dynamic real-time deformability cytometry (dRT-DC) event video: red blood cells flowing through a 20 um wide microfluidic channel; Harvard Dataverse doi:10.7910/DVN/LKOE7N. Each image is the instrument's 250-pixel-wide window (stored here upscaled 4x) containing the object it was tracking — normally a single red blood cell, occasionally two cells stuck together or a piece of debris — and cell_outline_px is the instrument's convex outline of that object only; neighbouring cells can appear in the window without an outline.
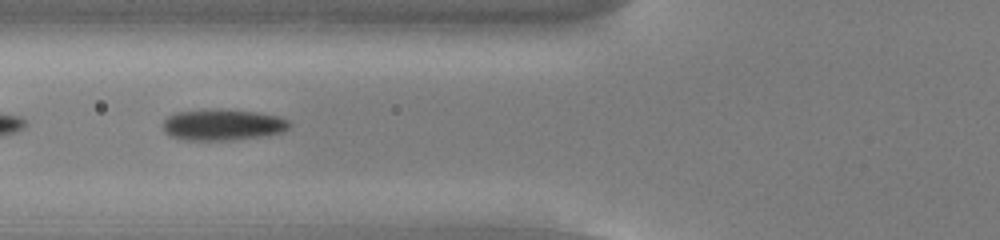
{"species": "common noctule bat (a hibernating species)", "species_latin": "Nyctalus noctula", "temperature_condition": "cold", "stored_images_in_passage": 43, "camera_frame_rate_fps": 3000, "um_per_image_px": 0.085, "animal": {"sex": "male", "body_mass_g": 13.0, "forearm_length_mm": 53.1}, "frame": {"image": 1, "passage_image": 19, "time_ms": 6.0, "image_size_px": [1000, 240], "cell_outline_px": [[292, 124], [288, 128], [280, 132], [264, 136], [232, 140], [188, 140], [172, 136], [164, 132], [164, 120], [168, 116], [176, 112], [216, 108], [220, 108], [256, 112], [280, 116], [288, 120]], "centroid_in_image_um": [18.95, 10.59], "position_along_channel_um": 106.8, "area_um2": 23.12}}
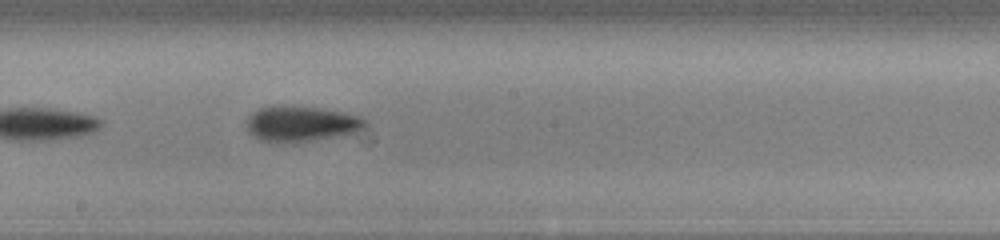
{"frame": {"image": 2, "passage_image": 28, "time_ms": 9.0, "image_size_px": [1000, 240], "cell_outline_px": [[368, 124], [344, 136], [284, 144], [260, 140], [248, 132], [244, 124], [248, 116], [252, 112], [260, 108], [316, 108], [344, 112], [360, 116], [368, 120]], "centroid_in_image_um": [25.59, 10.57], "position_along_channel_um": 222.6, "area_um2": 24.28}}
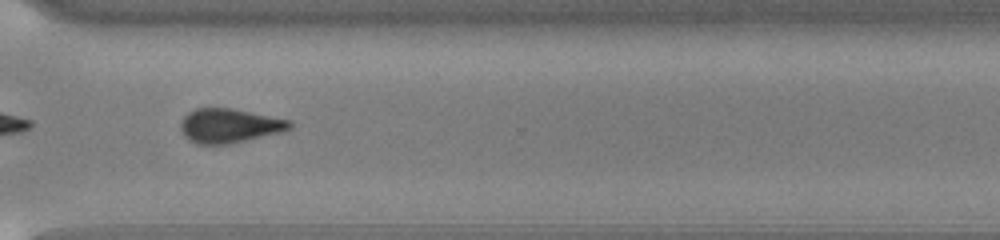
{"frame": {"image": 3, "passage_image": 38, "time_ms": 12.333, "image_size_px": [1000, 240], "cell_outline_px": [[292, 128], [280, 132], [228, 144], [200, 144], [188, 140], [184, 136], [180, 128], [180, 124], [184, 116], [188, 112], [196, 108], [232, 108], [292, 120]], "centroid_in_image_um": [19.49, 10.67], "position_along_channel_um": 351.1, "area_um2": 21.73}, "authors_computed_cell_mechanics": {"area_um2": 23.4668, "velocity_mm_per_s": 3.8588, "shape_relaxation_time_tau1_ms": 2.7858, "shape_relaxation_time_tau2_ms": 10.2308, "deformation_change_tau1": 0.1031, "deformation_change_tau2": 0.1895}}